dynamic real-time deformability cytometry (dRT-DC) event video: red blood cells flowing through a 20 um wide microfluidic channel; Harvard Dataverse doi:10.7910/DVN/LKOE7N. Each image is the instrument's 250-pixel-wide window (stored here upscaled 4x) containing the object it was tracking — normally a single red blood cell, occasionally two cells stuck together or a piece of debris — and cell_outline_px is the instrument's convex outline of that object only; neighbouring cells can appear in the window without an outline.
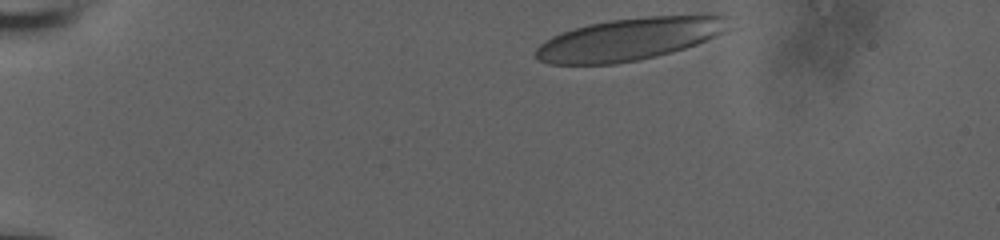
{"species": "human", "species_latin": "Homo sapiens", "temperature_condition": "room temperature", "stored_images_in_passage": 13, "camera_frame_rate_fps": 3000, "um_per_image_px": 0.085, "donor": {"sex": "male"}, "frame": {"image": 1, "passage_image": 1, "time_ms": 0.0, "image_size_px": [1000, 240], "cell_outline_px": [[736, 28], [696, 44], [684, 48], [656, 56], [616, 64], [548, 64], [540, 60], [536, 56], [536, 48], [540, 44], [552, 36], [560, 32], [572, 28], [588, 24], [608, 20], [644, 16], [704, 12], [720, 12], [728, 16]], "centroid_in_image_um": [53.69, 3.25], "position_along_channel_um": 31.3, "area_um2": 49.19}}
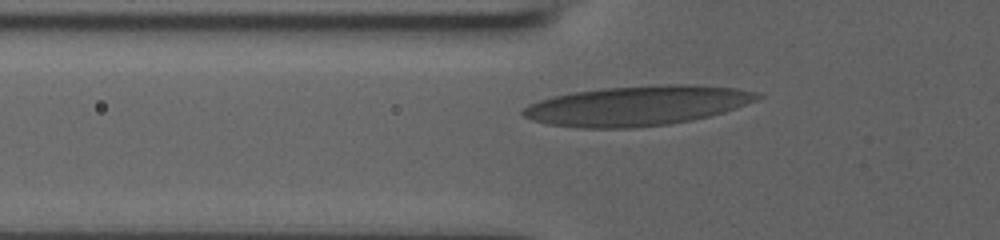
{"frame": {"image": 2, "passage_image": 10, "time_ms": 3.0, "image_size_px": [1000, 240], "cell_outline_px": [[764, 96], [756, 100], [736, 108], [724, 112], [692, 120], [668, 124], [632, 128], [584, 128], [548, 124], [532, 120], [524, 116], [520, 112], [528, 104], [540, 100], [556, 96], [576, 92], [604, 88], [660, 84], [692, 84], [736, 88], [760, 92]], "centroid_in_image_um": [54.21, 8.98], "position_along_channel_um": 71.6, "area_um2": 54.27}}